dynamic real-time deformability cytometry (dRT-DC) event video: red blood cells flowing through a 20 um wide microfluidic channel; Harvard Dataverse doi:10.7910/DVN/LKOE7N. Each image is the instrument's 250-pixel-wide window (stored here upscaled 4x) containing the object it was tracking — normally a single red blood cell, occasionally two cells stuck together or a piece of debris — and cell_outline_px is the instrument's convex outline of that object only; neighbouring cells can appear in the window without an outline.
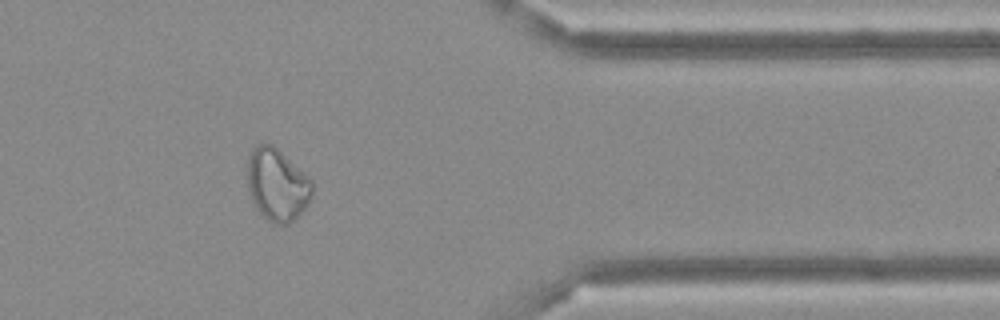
{"species": "Egyptian fruit bat (a non-hibernating species)", "species_latin": "Rousettus aegyptiacus", "temperature_condition": "cold", "stored_images_in_passage": 35, "segment_of_instrument_passage": [1, 2], "camera_frame_rate_fps": 3000, "um_per_image_px": 0.085, "frame": {"image": 1, "passage_image": 25, "time_ms": 8.0, "image_size_px": [1000, 320], "cell_outline_px": [[312, 196], [308, 204], [288, 224], [272, 224], [252, 204], [248, 188], [248, 156], [252, 148], [256, 144], [272, 144], [308, 176], [312, 180]], "centroid_in_image_um": [23.54, 15.7], "position_along_channel_um": 387.9, "area_um2": 27.17}}